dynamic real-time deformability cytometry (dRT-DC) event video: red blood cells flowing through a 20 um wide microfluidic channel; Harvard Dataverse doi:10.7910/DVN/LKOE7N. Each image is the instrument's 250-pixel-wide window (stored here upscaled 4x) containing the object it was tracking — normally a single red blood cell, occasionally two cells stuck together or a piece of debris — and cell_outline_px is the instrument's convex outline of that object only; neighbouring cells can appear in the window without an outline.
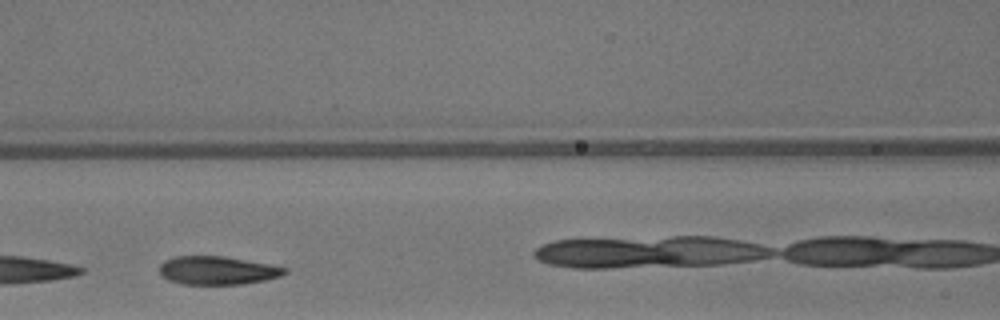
{"species": "common noctule bat (a hibernating species)", "species_latin": "Nyctalus noctula", "temperature_condition": "warm", "stored_images_in_passage": 28, "camera_frame_rate_fps": 3000, "um_per_image_px": 0.085, "animal": {"sex": "male", "body_mass_g": 13.3}, "frame": {"image": 1, "passage_image": 17, "time_ms": 5.333, "image_size_px": [1000, 320], "cell_outline_px": [[288, 272], [280, 276], [264, 280], [240, 284], [180, 284], [168, 280], [160, 276], [160, 264], [164, 260], [176, 256], [224, 256], [272, 264], [288, 268]], "centroid_in_image_um": [18.47, 22.98], "position_along_channel_um": 148.1, "area_um2": 20.87}}